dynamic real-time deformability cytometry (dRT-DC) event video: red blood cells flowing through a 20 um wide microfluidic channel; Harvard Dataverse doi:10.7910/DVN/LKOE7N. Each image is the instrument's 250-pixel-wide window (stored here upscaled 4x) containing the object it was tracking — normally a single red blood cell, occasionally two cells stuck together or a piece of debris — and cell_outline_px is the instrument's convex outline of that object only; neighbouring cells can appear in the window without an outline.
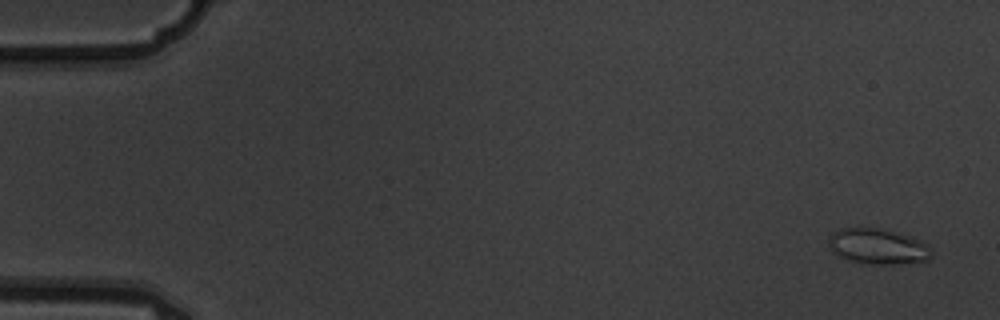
{"species": "common noctule bat (a hibernating species)", "species_latin": "Nyctalus noctula", "temperature_condition": "warm", "stored_images_in_passage": 5, "camera_frame_rate_fps": 3000, "um_per_image_px": 0.085, "animal": {"sex": "male", "body_mass_g": 19.5, "forearm_length_mm": 54.6}, "frame": {"image": 1, "passage_image": 1, "time_ms": 0.0, "image_size_px": [1000, 320], "cell_outline_px": [[932, 256], [928, 260], [892, 264], [860, 264], [848, 260], [832, 252], [828, 244], [828, 236], [832, 232], [840, 228], [876, 228], [912, 236], [920, 240], [932, 248]], "centroid_in_image_um": [74.59, 20.95], "position_along_channel_um": 10.4, "area_um2": 21.5}}
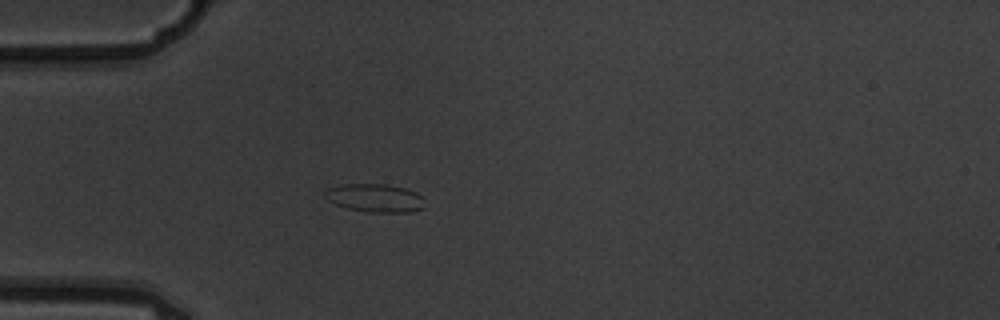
{"frame": {"image": 2, "passage_image": 5, "time_ms": 1.333, "image_size_px": [1000, 320], "cell_outline_px": [[424, 208], [408, 212], [368, 212], [348, 208], [336, 204], [328, 200], [324, 196], [324, 192], [328, 188], [340, 184], [384, 184], [404, 188], [416, 192], [420, 196]], "centroid_in_image_um": [31.83, 16.82], "position_along_channel_um": 53.2, "area_um2": 16.24}}